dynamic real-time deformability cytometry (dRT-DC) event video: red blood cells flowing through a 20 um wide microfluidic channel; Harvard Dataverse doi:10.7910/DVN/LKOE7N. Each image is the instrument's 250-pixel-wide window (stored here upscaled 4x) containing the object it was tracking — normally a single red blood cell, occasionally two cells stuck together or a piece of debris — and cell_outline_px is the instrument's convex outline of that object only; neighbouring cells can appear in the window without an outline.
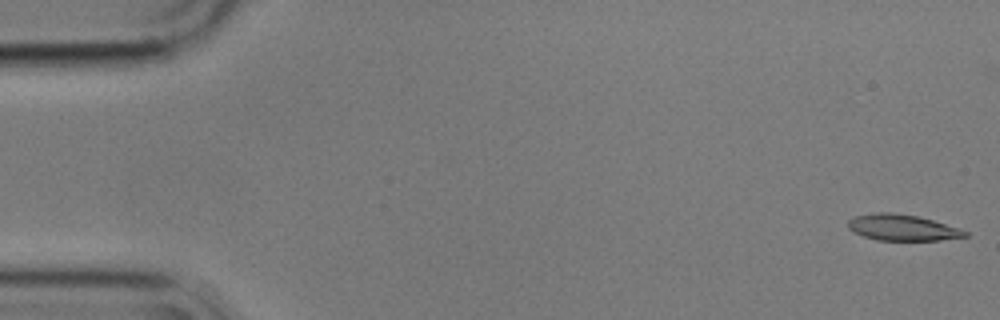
{"species": "common noctule bat (a hibernating species)", "species_latin": "Nyctalus noctula", "temperature_condition": "cold", "stored_images_in_passage": 56, "camera_frame_rate_fps": 3000, "um_per_image_px": 0.085, "animal": {"sex": "male", "body_mass_g": 17.9}, "frame": {"image": 1, "passage_image": 1, "time_ms": 0.0, "image_size_px": [1000, 320], "cell_outline_px": [[968, 236], [940, 240], [876, 240], [864, 236], [848, 228], [848, 220], [856, 216], [876, 212], [892, 212], [916, 216], [932, 220], [960, 228], [968, 232]], "centroid_in_image_um": [76.71, 19.34], "position_along_channel_um": 8.3, "area_um2": 17.63}}
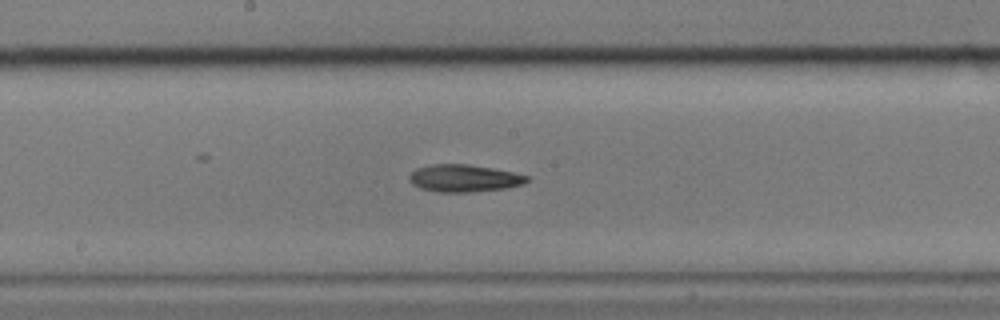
{"frame": {"image": 2, "passage_image": 29, "time_ms": 9.333, "image_size_px": [1000, 320], "cell_outline_px": [[532, 180], [524, 184], [508, 188], [472, 192], [436, 192], [420, 188], [412, 184], [408, 180], [408, 176], [416, 168], [432, 164], [468, 164], [492, 168], [532, 176]], "centroid_in_image_um": [39.48, 15.15], "position_along_channel_um": 208.7, "area_um2": 19.07}}
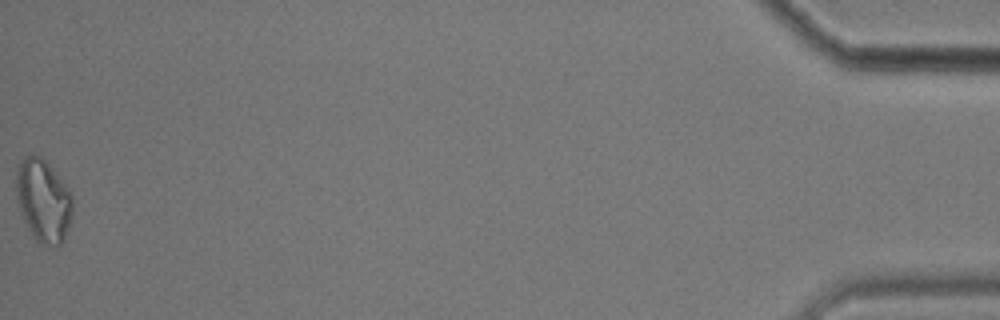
{"frame": {"image": 3, "passage_image": 56, "time_ms": 18.333, "image_size_px": [1000, 320], "cell_outline_px": [[72, 216], [64, 240], [60, 248], [56, 248], [40, 244], [36, 240], [28, 228], [20, 212], [16, 200], [16, 164], [24, 156], [32, 152], [40, 156], [52, 168], [72, 192]], "centroid_in_image_um": [3.67, 17.05], "position_along_channel_um": 431.5, "area_um2": 27.92}}